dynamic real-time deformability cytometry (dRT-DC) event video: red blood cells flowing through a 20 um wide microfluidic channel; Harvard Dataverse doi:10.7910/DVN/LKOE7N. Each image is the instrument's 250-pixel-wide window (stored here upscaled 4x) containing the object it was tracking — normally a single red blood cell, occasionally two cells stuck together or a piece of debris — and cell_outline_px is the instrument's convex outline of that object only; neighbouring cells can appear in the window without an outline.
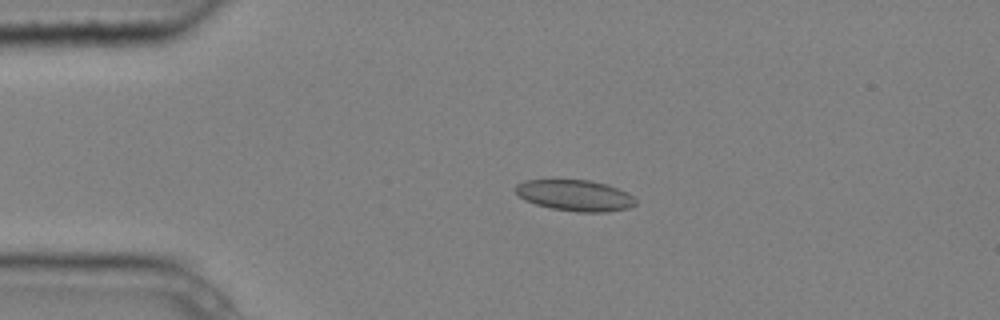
{"species": "common noctule bat (a hibernating species)", "species_latin": "Nyctalus noctula", "temperature_condition": "cold", "stored_images_in_passage": 6, "camera_frame_rate_fps": 3000, "um_per_image_px": 0.085, "animal": {"sex": "male", "body_mass_g": 20.4}, "frame": {"image": 1, "passage_image": 4, "time_ms": 1.0, "image_size_px": [1000, 320], "cell_outline_px": [[636, 204], [632, 208], [604, 212], [576, 212], [552, 208], [536, 204], [524, 200], [516, 192], [516, 184], [524, 180], [592, 180], [608, 184], [628, 192], [636, 200]], "centroid_in_image_um": [48.92, 16.61], "position_along_channel_um": 36.1, "area_um2": 21.91}}
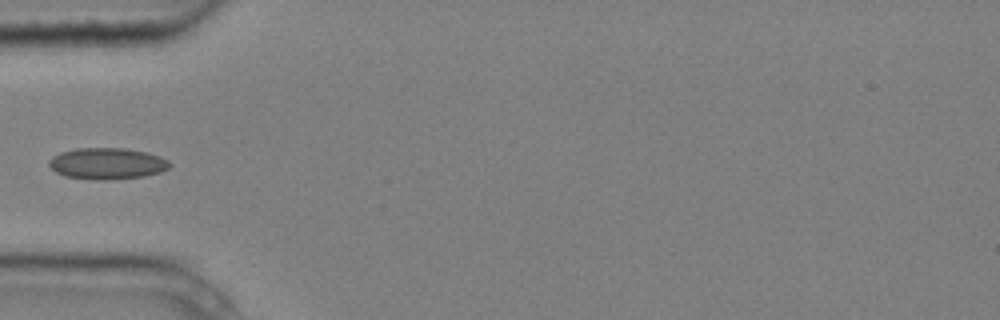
{"frame": {"image": 2, "passage_image": 6, "time_ms": 1.667, "image_size_px": [1000, 320], "cell_outline_px": [[172, 164], [168, 168], [160, 172], [144, 176], [104, 180], [96, 180], [64, 176], [56, 172], [48, 164], [48, 160], [52, 156], [60, 152], [76, 148], [124, 148], [148, 152], [160, 156], [168, 160]], "centroid_in_image_um": [9.1, 13.89], "position_along_channel_um": 75.9, "area_um2": 22.2}}